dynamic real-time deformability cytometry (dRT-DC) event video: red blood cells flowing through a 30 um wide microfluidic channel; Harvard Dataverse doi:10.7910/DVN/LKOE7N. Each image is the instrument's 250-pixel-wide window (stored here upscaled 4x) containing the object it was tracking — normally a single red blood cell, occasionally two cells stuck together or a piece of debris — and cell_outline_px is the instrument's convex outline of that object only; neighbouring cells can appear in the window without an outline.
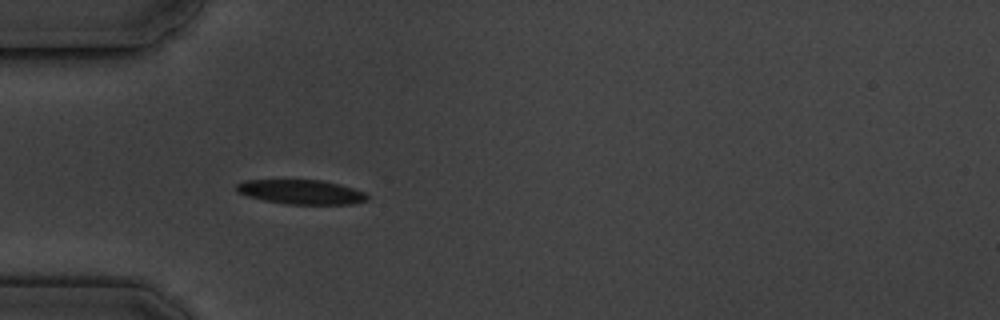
{"species": "common noctule bat (a hibernating species)", "species_latin": "Nyctalus noctula", "temperature_condition": "cold", "stored_images_in_passage": 5, "camera_frame_rate_fps": 3000, "um_per_image_px": 0.085, "animal": {"sex": "male", "body_mass_g": 19.5, "forearm_length_mm": 54.6}, "frame": {"image": 1, "passage_image": 5, "time_ms": 4.667, "image_size_px": [1000, 320], "cell_outline_px": [[368, 200], [352, 204], [284, 204], [264, 200], [248, 196], [236, 192], [236, 184], [244, 180], [320, 180], [340, 184], [364, 192], [368, 196]], "centroid_in_image_um": [25.58, 16.32], "position_along_channel_um": 59.4, "area_um2": 18.61}}